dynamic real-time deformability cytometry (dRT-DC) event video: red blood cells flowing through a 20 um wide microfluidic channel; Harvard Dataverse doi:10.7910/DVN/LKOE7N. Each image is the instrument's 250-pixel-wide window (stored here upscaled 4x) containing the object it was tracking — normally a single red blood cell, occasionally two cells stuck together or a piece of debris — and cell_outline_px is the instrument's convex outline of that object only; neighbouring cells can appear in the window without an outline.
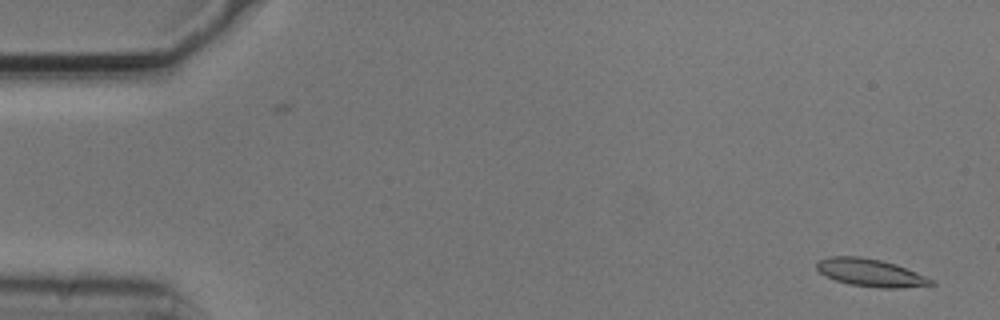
{"species": "common noctule bat (a hibernating species)", "species_latin": "Nyctalus noctula", "temperature_condition": "cold", "stored_images_in_passage": 2, "camera_frame_rate_fps": 3000, "um_per_image_px": 0.085, "animal": {"sex": "male", "body_mass_g": 20.5, "forearm_length_mm": 52.5}, "frame": {"image": 1, "passage_image": 2, "time_ms": 0.333, "image_size_px": [1000, 320], "cell_outline_px": [[936, 284], [900, 288], [880, 288], [848, 284], [836, 280], [820, 272], [816, 268], [816, 264], [820, 260], [828, 256], [860, 256], [880, 260], [896, 264], [916, 272], [932, 280]], "centroid_in_image_um": [73.98, 23.17], "position_along_channel_um": 11.0, "area_um2": 18.26}}